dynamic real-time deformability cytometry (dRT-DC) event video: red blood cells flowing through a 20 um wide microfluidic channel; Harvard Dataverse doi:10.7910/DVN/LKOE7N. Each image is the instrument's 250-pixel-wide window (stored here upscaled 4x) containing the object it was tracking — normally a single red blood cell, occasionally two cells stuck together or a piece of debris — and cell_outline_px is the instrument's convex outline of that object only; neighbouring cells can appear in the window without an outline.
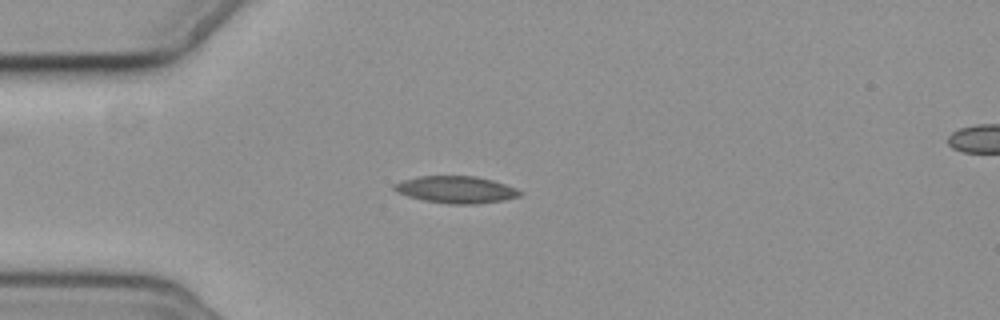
{"species": "common noctule bat (a hibernating species)", "species_latin": "Nyctalus noctula", "temperature_condition": "cold", "stored_images_in_passage": 5, "camera_frame_rate_fps": 3000, "um_per_image_px": 0.085, "animal": {"sex": "female", "body_mass_g": 19.3, "forearm_length_mm": 54.1}, "frame": {"image": 1, "passage_image": 4, "time_ms": 3.667, "image_size_px": [1000, 320], "cell_outline_px": [[524, 192], [520, 196], [504, 200], [476, 204], [448, 204], [424, 200], [408, 196], [392, 188], [392, 184], [416, 176], [476, 176], [492, 180], [516, 188]], "centroid_in_image_um": [38.78, 16.11], "position_along_channel_um": 46.2, "area_um2": 19.77}}